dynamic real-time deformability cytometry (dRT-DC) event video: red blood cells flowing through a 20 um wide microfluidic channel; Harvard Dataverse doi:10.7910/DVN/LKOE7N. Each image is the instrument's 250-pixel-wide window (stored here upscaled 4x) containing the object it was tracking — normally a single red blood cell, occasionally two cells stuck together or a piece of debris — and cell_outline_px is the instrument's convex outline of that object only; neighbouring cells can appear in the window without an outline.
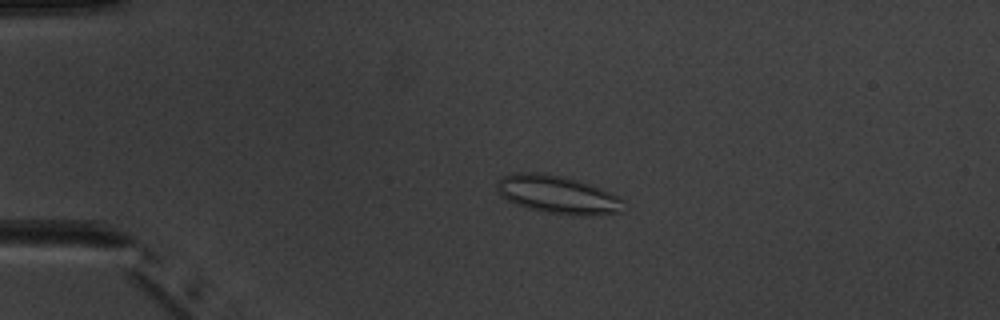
{"species": "common noctule bat (a hibernating species)", "species_latin": "Nyctalus noctula", "temperature_condition": "warm", "stored_images_in_passage": 5, "camera_frame_rate_fps": 3000, "um_per_image_px": 0.085, "animal": {"sex": "male", "body_mass_g": 20.1, "forearm_length_mm": 53.5}, "frame": {"image": 1, "passage_image": 4, "time_ms": 3.333, "image_size_px": [1000, 320], "cell_outline_px": [[624, 212], [588, 216], [576, 216], [544, 212], [528, 208], [516, 204], [500, 196], [496, 192], [496, 184], [500, 176], [516, 172], [536, 172], [560, 176], [580, 180], [620, 196], [624, 200]], "centroid_in_image_um": [47.41, 16.55], "position_along_channel_um": 37.6, "area_um2": 28.61}}